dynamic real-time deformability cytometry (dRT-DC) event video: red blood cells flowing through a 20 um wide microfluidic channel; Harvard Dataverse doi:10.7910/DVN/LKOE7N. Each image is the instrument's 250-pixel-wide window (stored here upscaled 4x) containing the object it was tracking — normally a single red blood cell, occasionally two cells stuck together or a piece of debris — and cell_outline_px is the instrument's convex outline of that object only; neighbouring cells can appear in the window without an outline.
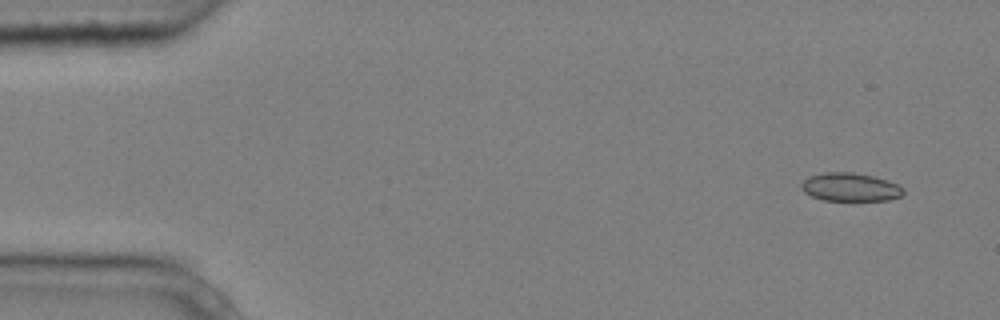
{"species": "common noctule bat (a hibernating species)", "species_latin": "Nyctalus noctula", "temperature_condition": "cold", "stored_images_in_passage": 8, "camera_frame_rate_fps": 3000, "um_per_image_px": 0.085, "animal": {"sex": "male", "body_mass_g": 20.4}, "frame": {"image": 1, "passage_image": 1, "time_ms": 0.0, "image_size_px": [1000, 320], "cell_outline_px": [[904, 192], [900, 196], [888, 200], [824, 200], [812, 196], [804, 192], [800, 188], [800, 184], [808, 176], [824, 172], [852, 172], [872, 176], [888, 180], [904, 188]], "centroid_in_image_um": [72.24, 15.89], "position_along_channel_um": 12.8, "area_um2": 16.82}}
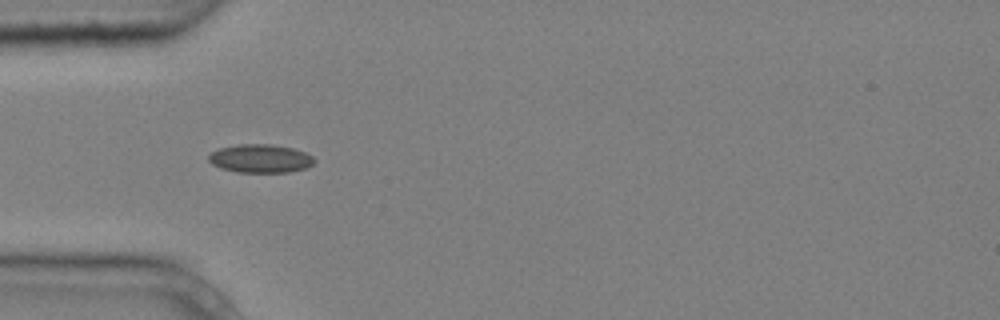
{"frame": {"image": 2, "passage_image": 4, "time_ms": 1.0, "image_size_px": [1000, 320], "cell_outline_px": [[316, 160], [308, 168], [288, 172], [236, 172], [220, 168], [212, 164], [208, 160], [208, 156], [212, 152], [220, 148], [236, 144], [272, 144], [292, 148], [304, 152], [312, 156]], "centroid_in_image_um": [22.13, 13.47], "position_along_channel_um": 62.9, "area_um2": 17.57}}
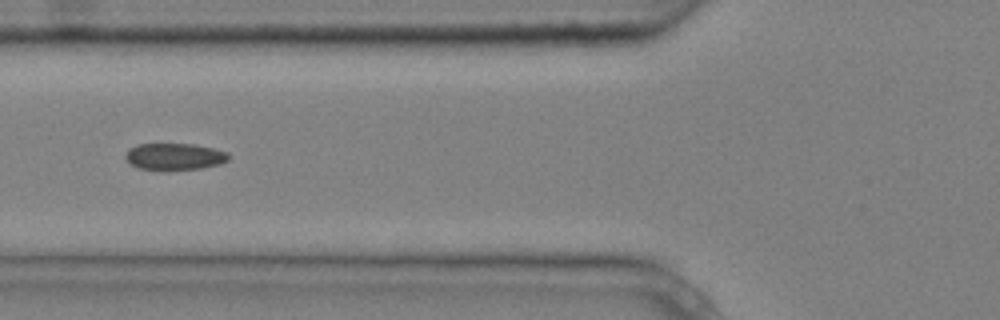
{"frame": {"image": 3, "passage_image": 5, "time_ms": 1.333, "image_size_px": [1000, 320], "cell_outline_px": [[228, 160], [220, 164], [200, 168], [168, 172], [140, 168], [132, 164], [124, 156], [136, 144], [196, 144], [228, 152]], "centroid_in_image_um": [14.86, 13.33], "position_along_channel_um": 110.9, "area_um2": 16.24}}